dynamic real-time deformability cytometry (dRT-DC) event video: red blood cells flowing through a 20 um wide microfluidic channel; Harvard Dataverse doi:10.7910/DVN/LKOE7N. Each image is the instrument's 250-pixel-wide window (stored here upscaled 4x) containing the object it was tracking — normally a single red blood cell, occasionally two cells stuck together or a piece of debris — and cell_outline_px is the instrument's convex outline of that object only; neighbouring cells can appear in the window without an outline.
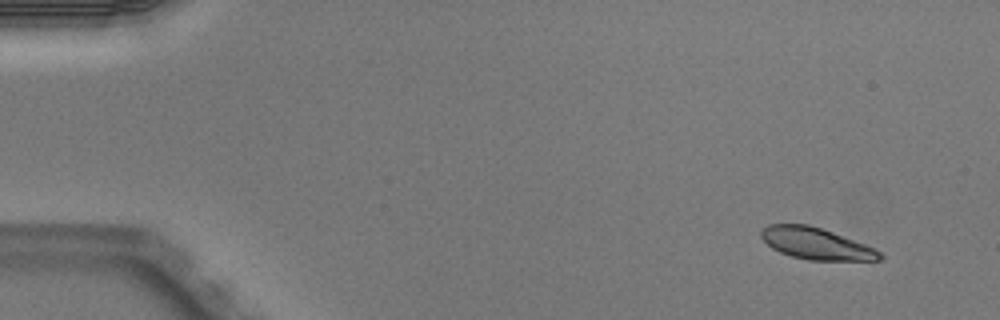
{"species": "Egyptian fruit bat (a non-hibernating species)", "species_latin": "Rousettus aegyptiacus", "temperature_condition": "warm", "stored_images_in_passage": 4, "camera_frame_rate_fps": 3000, "um_per_image_px": 0.085, "animal": {"sex": "male"}, "frame": {"image": 1, "passage_image": 1, "time_ms": 0.0, "image_size_px": [1000, 320], "cell_outline_px": [[884, 256], [880, 260], [808, 260], [792, 256], [780, 252], [772, 248], [760, 236], [760, 232], [768, 224], [808, 224], [832, 232], [876, 248]], "centroid_in_image_um": [69.37, 20.7], "position_along_channel_um": 15.6, "area_um2": 21.68}}
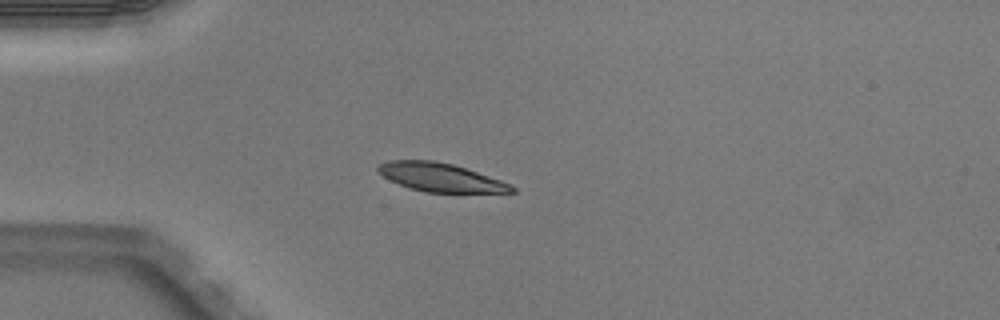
{"frame": {"image": 2, "passage_image": 4, "time_ms": 1.0, "image_size_px": [1000, 320], "cell_outline_px": [[516, 192], [424, 192], [408, 188], [376, 172], [376, 168], [380, 164], [388, 160], [432, 160], [452, 164], [500, 180], [516, 188]], "centroid_in_image_um": [37.39, 15.07], "position_along_channel_um": 47.6, "area_um2": 21.85}}